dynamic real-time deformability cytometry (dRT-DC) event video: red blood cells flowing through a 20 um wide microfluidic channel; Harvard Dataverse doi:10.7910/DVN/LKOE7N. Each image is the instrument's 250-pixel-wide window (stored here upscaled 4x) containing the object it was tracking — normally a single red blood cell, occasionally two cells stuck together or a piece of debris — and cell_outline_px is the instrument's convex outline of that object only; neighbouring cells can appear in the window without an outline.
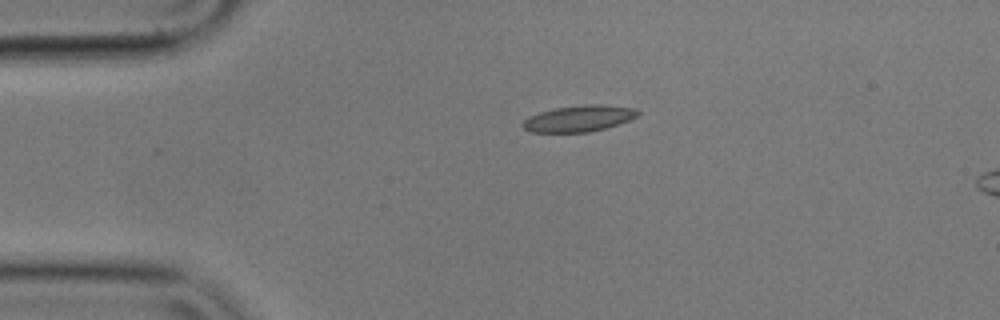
{"species": "common noctule bat (a hibernating species)", "species_latin": "Nyctalus noctula", "temperature_condition": "cold", "stored_images_in_passage": 6, "camera_frame_rate_fps": 3000, "um_per_image_px": 0.085, "animal": {"sex": "male", "body_mass_g": 17.9}, "frame": {"image": 1, "passage_image": 1, "time_ms": 0.0, "image_size_px": [1000, 320], "cell_outline_px": [[640, 112], [636, 116], [628, 120], [604, 128], [588, 132], [528, 132], [520, 124], [528, 116], [540, 112], [556, 108], [584, 104], [600, 104], [636, 108]], "centroid_in_image_um": [49.16, 10.06], "position_along_channel_um": 35.8, "area_um2": 17.51}}